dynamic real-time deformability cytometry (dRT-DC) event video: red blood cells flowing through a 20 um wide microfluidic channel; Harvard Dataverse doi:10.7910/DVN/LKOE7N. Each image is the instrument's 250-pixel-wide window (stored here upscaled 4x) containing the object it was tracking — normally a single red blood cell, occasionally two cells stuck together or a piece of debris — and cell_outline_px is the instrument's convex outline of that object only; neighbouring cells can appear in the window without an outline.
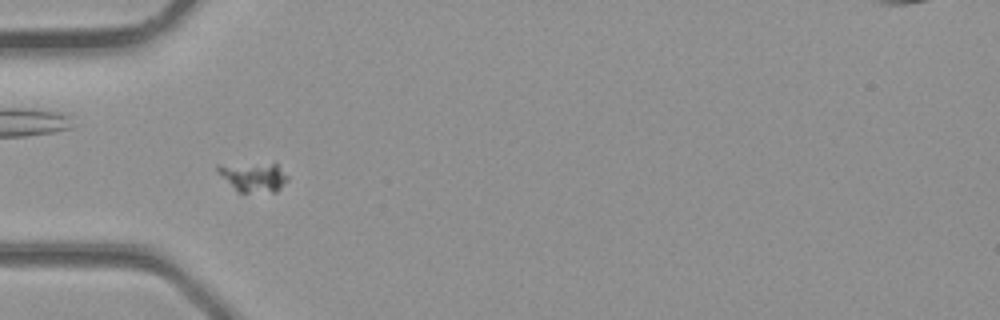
{"species": "common noctule bat (a hibernating species)", "species_latin": "Nyctalus noctula", "temperature_condition": "room temperature", "stored_images_in_passage": 3, "camera_frame_rate_fps": 3000, "um_per_image_px": 0.085, "animal": {"sex": "male", "body_mass_g": 23.1, "forearm_length_mm": 52.7}, "frame": {"image": 1, "passage_image": 3, "time_ms": 0.667, "image_size_px": [1000, 320], "cell_outline_px": [[288, 180], [276, 192], [240, 192], [216, 172], [216, 164], [276, 164], [288, 176]], "centroid_in_image_um": [21.53, 15.04], "position_along_channel_um": 63.5, "area_um2": 11.79}}